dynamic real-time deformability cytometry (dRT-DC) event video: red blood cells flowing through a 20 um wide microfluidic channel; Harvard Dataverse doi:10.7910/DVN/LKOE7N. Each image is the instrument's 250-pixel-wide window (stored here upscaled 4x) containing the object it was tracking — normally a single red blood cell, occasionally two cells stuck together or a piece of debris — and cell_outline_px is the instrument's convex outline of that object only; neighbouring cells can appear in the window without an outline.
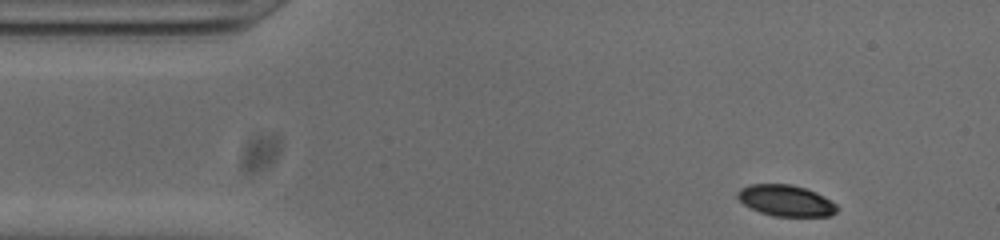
{"species": "common noctule bat (a hibernating species)", "species_latin": "Nyctalus noctula", "temperature_condition": "cold", "stored_images_in_passage": 48, "camera_frame_rate_fps": 3000, "um_per_image_px": 0.085, "animal": {"sex": "male", "body_mass_g": 20.0, "forearm_length_mm": 53.3}, "frame": {"image": 1, "passage_image": 1, "time_ms": 0.0, "image_size_px": [1000, 240], "cell_outline_px": [[840, 208], [832, 216], [776, 216], [760, 212], [744, 204], [736, 196], [736, 192], [740, 188], [748, 184], [792, 184], [816, 192], [824, 196], [836, 204]], "centroid_in_image_um": [66.81, 17.04], "position_along_channel_um": 18.2, "area_um2": 18.15}}
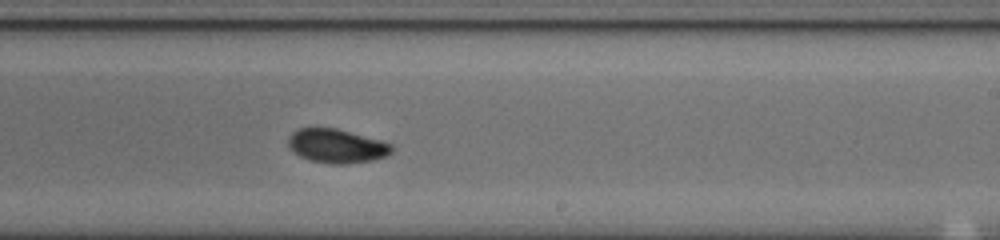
{"frame": {"image": 2, "passage_image": 26, "time_ms": 8.333, "image_size_px": [1000, 240], "cell_outline_px": [[392, 152], [388, 156], [372, 160], [344, 164], [332, 164], [312, 160], [300, 156], [288, 144], [288, 136], [292, 132], [300, 128], [336, 128], [380, 140], [392, 144]], "centroid_in_image_um": [28.64, 12.4], "position_along_channel_um": 260.4, "area_um2": 20.23}}
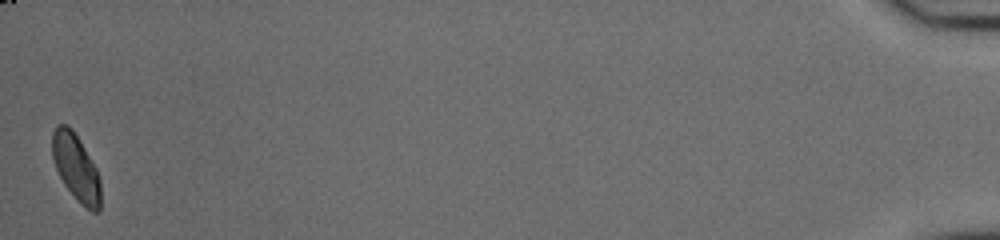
{"frame": {"image": 3, "passage_image": 48, "time_ms": 15.667, "image_size_px": [1000, 240], "cell_outline_px": [[100, 212], [92, 212], [84, 208], [80, 204], [64, 184], [52, 160], [52, 132], [56, 124], [68, 124], [72, 128], [80, 140], [96, 168], [100, 180]], "centroid_in_image_um": [6.45, 14.23], "position_along_channel_um": 428.7, "area_um2": 19.02}, "authors_computed_cell_mechanics": {"area_um2": 19.7387, "velocity_mm_per_s": 3.7698, "shape_relaxation_time_tau1_ms": 2.1521, "shape_relaxation_time_tau2_ms": null, "deformation_change_tau1": 0.1013, "deformation_change_tau2": null}}